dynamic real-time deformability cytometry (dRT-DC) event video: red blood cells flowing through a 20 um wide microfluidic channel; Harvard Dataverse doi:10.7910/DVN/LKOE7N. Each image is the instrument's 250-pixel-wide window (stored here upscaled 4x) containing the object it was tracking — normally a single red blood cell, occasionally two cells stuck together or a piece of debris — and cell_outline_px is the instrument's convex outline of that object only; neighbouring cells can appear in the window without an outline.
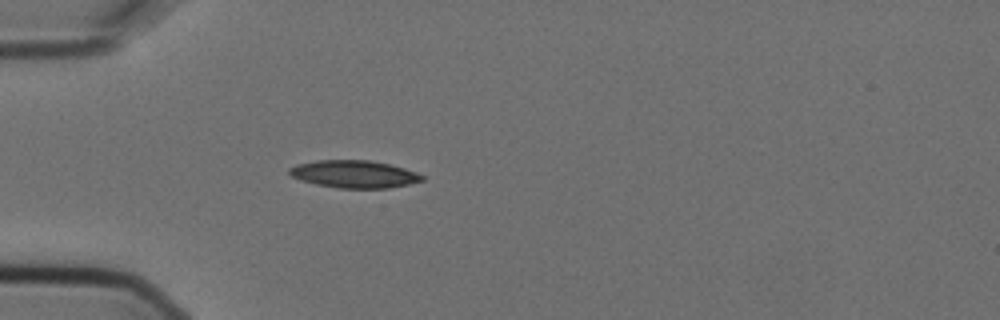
{"species": "Egyptian fruit bat (a non-hibernating species)", "species_latin": "Rousettus aegyptiacus", "temperature_condition": "cold", "stored_images_in_passage": 2, "camera_frame_rate_fps": 3000, "um_per_image_px": 0.085, "animal": {"sex": "female"}, "frame": {"image": 1, "passage_image": 2, "time_ms": 0.333, "image_size_px": [1000, 320], "cell_outline_px": [[424, 180], [408, 184], [388, 188], [336, 188], [316, 184], [300, 180], [292, 176], [288, 172], [288, 168], [296, 164], [316, 160], [368, 160], [388, 164], [404, 168], [416, 172], [424, 176]], "centroid_in_image_um": [30.07, 14.8], "position_along_channel_um": 54.9, "area_um2": 21.27}}